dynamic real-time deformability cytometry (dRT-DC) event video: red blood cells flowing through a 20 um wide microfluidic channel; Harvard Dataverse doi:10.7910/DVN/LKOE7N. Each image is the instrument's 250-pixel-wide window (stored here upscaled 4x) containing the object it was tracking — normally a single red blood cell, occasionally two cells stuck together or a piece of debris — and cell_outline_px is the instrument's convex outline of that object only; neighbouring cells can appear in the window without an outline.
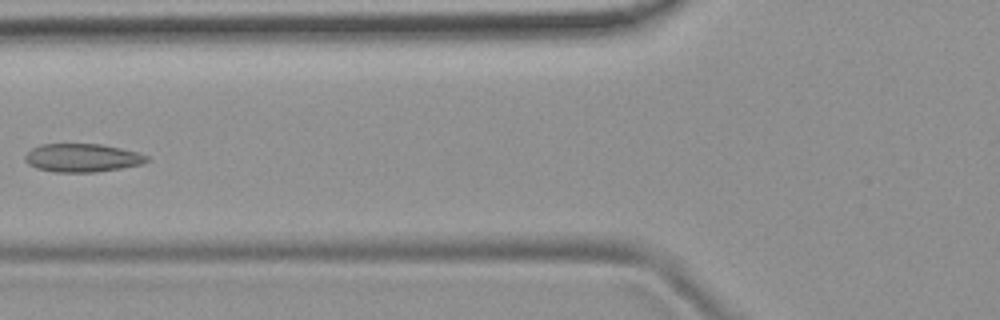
{"species": "common noctule bat (a hibernating species)", "species_latin": "Nyctalus noctula", "temperature_condition": "room temperature", "stored_images_in_passage": 6, "camera_frame_rate_fps": 3000, "um_per_image_px": 0.085, "animal": {"sex": "female", "body_mass_g": 19.9}, "frame": {"image": 1, "passage_image": 5, "time_ms": 1.333, "image_size_px": [1000, 320], "cell_outline_px": [[148, 160], [140, 164], [120, 168], [96, 172], [52, 172], [36, 168], [28, 164], [24, 160], [24, 156], [32, 148], [40, 144], [100, 144], [120, 148], [136, 152], [148, 156]], "centroid_in_image_um": [6.93, 13.42], "position_along_channel_um": 118.9, "area_um2": 20.0}}
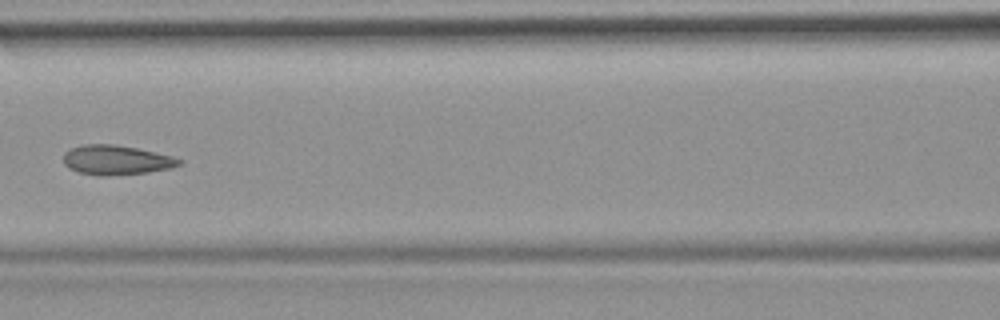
{"frame": {"image": 2, "passage_image": 6, "time_ms": 1.667, "image_size_px": [1000, 320], "cell_outline_px": [[184, 160], [180, 164], [168, 168], [148, 172], [104, 176], [100, 176], [80, 172], [68, 168], [64, 164], [64, 152], [72, 148], [84, 144], [112, 144], [136, 148], [172, 156]], "centroid_in_image_um": [9.86, 13.6], "position_along_channel_um": 156.7, "area_um2": 19.71}}